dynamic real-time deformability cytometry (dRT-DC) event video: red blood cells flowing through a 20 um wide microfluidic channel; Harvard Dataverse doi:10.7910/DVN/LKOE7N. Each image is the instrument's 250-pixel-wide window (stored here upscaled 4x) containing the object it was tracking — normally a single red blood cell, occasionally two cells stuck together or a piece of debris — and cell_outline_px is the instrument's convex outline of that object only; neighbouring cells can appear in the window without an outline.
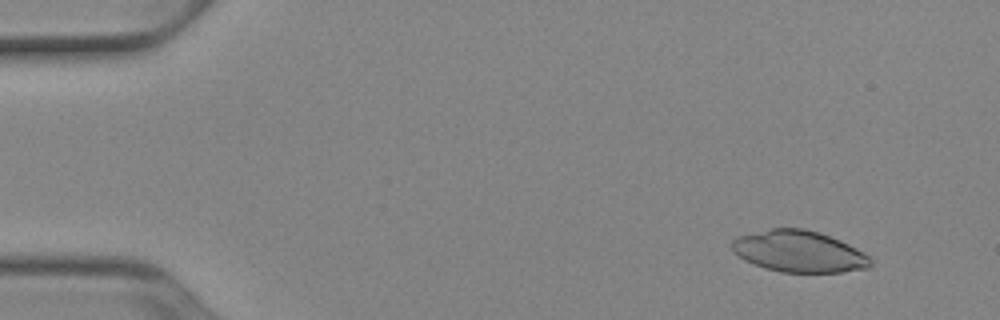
{"species": "Egyptian fruit bat (a non-hibernating species)", "species_latin": "Rousettus aegyptiacus", "temperature_condition": "cold", "stored_images_in_passage": 52, "camera_frame_rate_fps": 3000, "um_per_image_px": 0.085, "animal": {"sex": "female"}, "frame": {"image": 1, "passage_image": 5, "time_ms": 1.333, "image_size_px": [1000, 320], "cell_outline_px": [[872, 264], [868, 268], [840, 272], [780, 272], [764, 268], [744, 260], [732, 252], [732, 240], [736, 236], [772, 228], [804, 228], [820, 232], [840, 240], [872, 256]], "centroid_in_image_um": [67.92, 21.37], "position_along_channel_um": 17.1, "area_um2": 33.81}}